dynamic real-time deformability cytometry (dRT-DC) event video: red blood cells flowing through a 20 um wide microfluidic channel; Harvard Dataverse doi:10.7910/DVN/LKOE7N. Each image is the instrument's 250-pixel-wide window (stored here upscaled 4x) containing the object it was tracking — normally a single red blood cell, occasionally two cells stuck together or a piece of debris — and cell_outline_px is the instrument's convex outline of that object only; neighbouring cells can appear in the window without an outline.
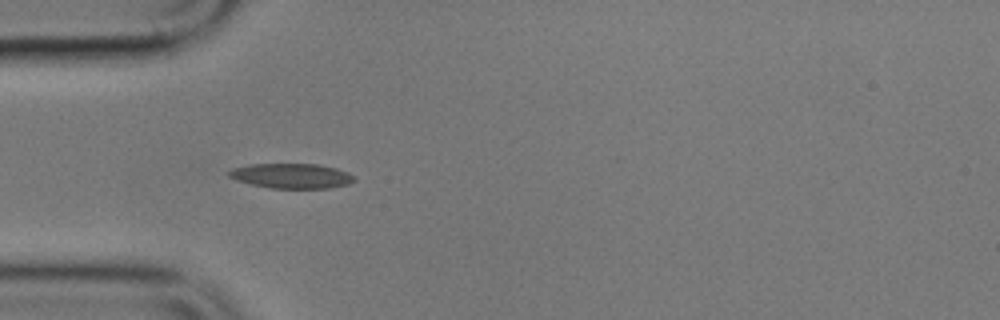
{"species": "common noctule bat (a hibernating species)", "species_latin": "Nyctalus noctula", "temperature_condition": "cold", "stored_images_in_passage": 6, "camera_frame_rate_fps": 3000, "um_per_image_px": 0.085, "animal": {"sex": "male", "body_mass_g": 17.9}, "frame": {"image": 1, "passage_image": 4, "time_ms": 4.667, "image_size_px": [1000, 320], "cell_outline_px": [[356, 180], [348, 184], [328, 188], [268, 188], [236, 180], [228, 176], [228, 172], [232, 168], [248, 164], [316, 164], [336, 168], [348, 172]], "centroid_in_image_um": [24.75, 14.95], "position_along_channel_um": 60.2, "area_um2": 18.15}}
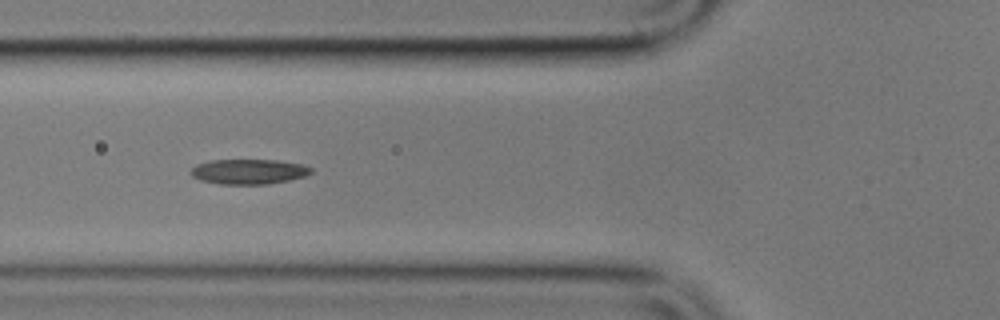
{"frame": {"image": 2, "passage_image": 5, "time_ms": 6.0, "image_size_px": [1000, 320], "cell_outline_px": [[312, 172], [304, 176], [288, 180], [268, 184], [220, 184], [200, 180], [192, 176], [188, 172], [196, 164], [212, 160], [276, 160], [304, 164], [312, 168]], "centroid_in_image_um": [21.12, 14.58], "position_along_channel_um": 104.7, "area_um2": 17.57}}
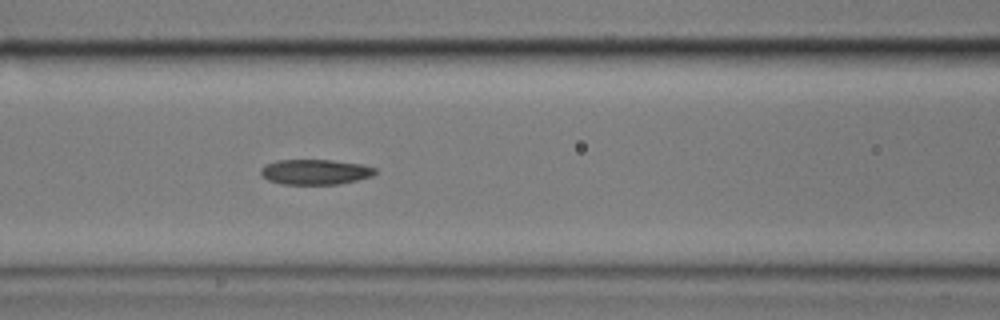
{"frame": {"image": 3, "passage_image": 6, "time_ms": 7.0, "image_size_px": [1000, 320], "cell_outline_px": [[376, 172], [372, 176], [340, 184], [280, 184], [268, 180], [260, 172], [260, 168], [264, 164], [276, 160], [332, 160], [364, 164], [376, 168]], "centroid_in_image_um": [26.79, 14.6], "position_along_channel_um": 139.8, "area_um2": 16.94}}